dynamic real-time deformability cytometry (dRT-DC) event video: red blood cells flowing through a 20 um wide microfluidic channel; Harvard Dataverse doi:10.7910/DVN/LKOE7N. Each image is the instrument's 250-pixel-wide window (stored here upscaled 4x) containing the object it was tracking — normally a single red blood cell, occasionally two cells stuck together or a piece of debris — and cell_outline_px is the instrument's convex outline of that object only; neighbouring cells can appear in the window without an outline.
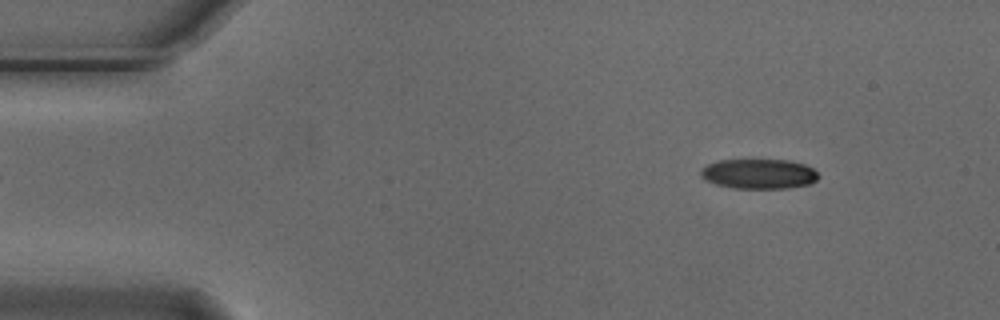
{"species": "Egyptian fruit bat (a non-hibernating species)", "species_latin": "Rousettus aegyptiacus", "temperature_condition": "cold", "stored_images_in_passage": 4, "camera_frame_rate_fps": 3000, "um_per_image_px": 0.085, "animal": {"sex": "male"}, "frame": {"image": 1, "passage_image": 1, "time_ms": 0.0, "image_size_px": [1000, 320], "cell_outline_px": [[820, 176], [816, 180], [808, 184], [788, 188], [732, 188], [716, 184], [704, 180], [700, 176], [700, 168], [708, 164], [720, 160], [788, 160], [804, 164], [812, 168]], "centroid_in_image_um": [64.47, 14.78], "position_along_channel_um": 20.5, "area_um2": 20.52}}
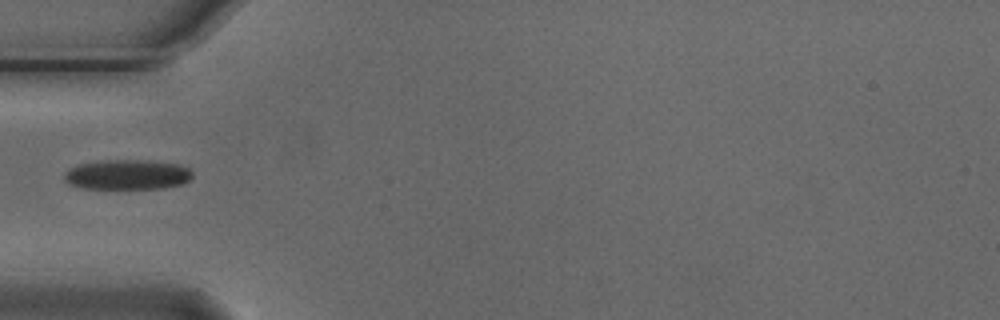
{"frame": {"image": 2, "passage_image": 4, "time_ms": 1.0, "image_size_px": [1000, 320], "cell_outline_px": [[192, 180], [184, 184], [164, 188], [80, 188], [68, 184], [64, 180], [64, 172], [68, 168], [76, 164], [100, 160], [148, 160], [180, 164], [188, 168], [192, 172]], "centroid_in_image_um": [10.81, 14.83], "position_along_channel_um": 74.2, "area_um2": 22.83}}